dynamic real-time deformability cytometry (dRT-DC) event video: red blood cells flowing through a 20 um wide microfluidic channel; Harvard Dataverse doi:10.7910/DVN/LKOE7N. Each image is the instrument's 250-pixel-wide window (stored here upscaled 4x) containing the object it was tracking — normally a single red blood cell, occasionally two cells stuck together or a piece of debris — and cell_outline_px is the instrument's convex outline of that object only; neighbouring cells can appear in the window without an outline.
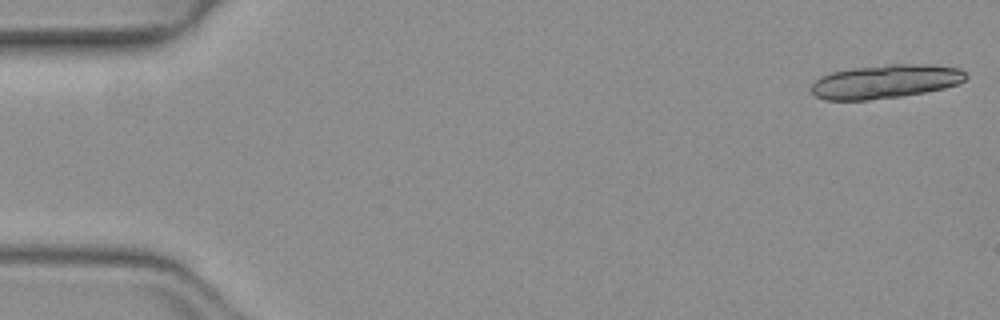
{"species": "common noctule bat (a hibernating species)", "species_latin": "Nyctalus noctula", "temperature_condition": "warm", "stored_images_in_passage": 17, "camera_frame_rate_fps": 3000, "um_per_image_px": 0.085, "animal": {"sex": "female", "body_mass_g": 19.3, "forearm_length_mm": 54.1}, "frame": {"image": 1, "passage_image": 1, "time_ms": 0.0, "image_size_px": [1000, 320], "cell_outline_px": [[968, 76], [964, 80], [956, 84], [944, 88], [924, 92], [900, 96], [868, 100], [824, 100], [816, 96], [812, 92], [812, 84], [820, 76], [832, 72], [852, 68], [888, 64], [924, 64], [960, 68]], "centroid_in_image_um": [75.24, 6.92], "position_along_channel_um": 9.8, "area_um2": 30.29}}